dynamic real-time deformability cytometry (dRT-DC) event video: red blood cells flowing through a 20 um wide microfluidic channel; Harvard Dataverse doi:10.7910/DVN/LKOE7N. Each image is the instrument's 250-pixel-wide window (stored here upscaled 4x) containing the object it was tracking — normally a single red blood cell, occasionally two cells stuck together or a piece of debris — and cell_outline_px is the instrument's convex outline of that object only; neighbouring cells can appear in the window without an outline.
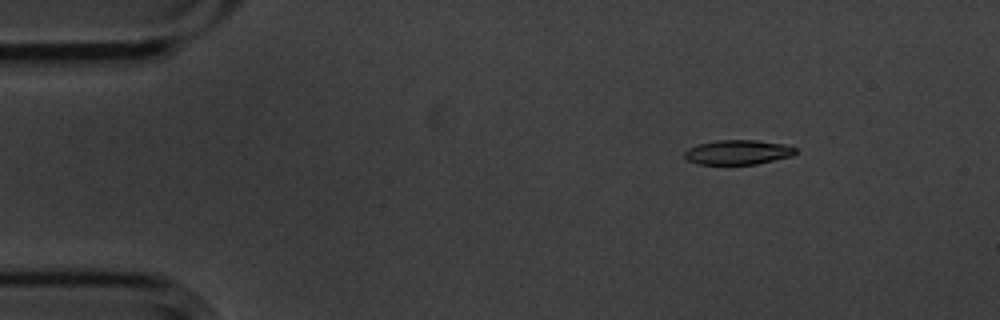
{"species": "common noctule bat (a hibernating species)", "species_latin": "Nyctalus noctula", "temperature_condition": "cold", "stored_images_in_passage": 5, "camera_frame_rate_fps": 3000, "um_per_image_px": 0.085, "animal": {"sex": "male", "body_mass_g": 20.1, "forearm_length_mm": 53.5}, "frame": {"image": 1, "passage_image": 1, "time_ms": 0.0, "image_size_px": [1000, 320], "cell_outline_px": [[796, 152], [792, 156], [756, 164], [700, 164], [688, 160], [684, 156], [684, 152], [688, 148], [700, 144], [716, 140], [756, 140], [784, 144], [796, 148]], "centroid_in_image_um": [62.73, 12.94], "position_along_channel_um": 22.3, "area_um2": 15.78}}
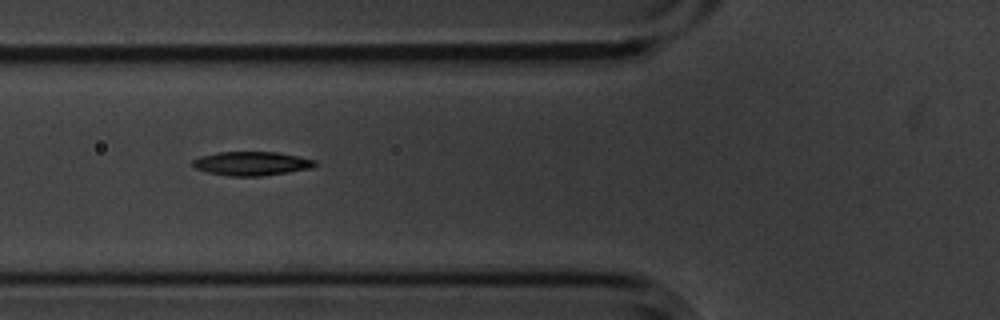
{"frame": {"image": 2, "passage_image": 4, "time_ms": 1.0, "image_size_px": [1000, 320], "cell_outline_px": [[316, 164], [312, 168], [288, 172], [260, 176], [228, 176], [208, 172], [196, 168], [192, 164], [192, 160], [200, 156], [220, 152], [276, 152], [300, 156], [316, 160]], "centroid_in_image_um": [21.4, 13.89], "position_along_channel_um": 104.4, "area_um2": 16.99}}
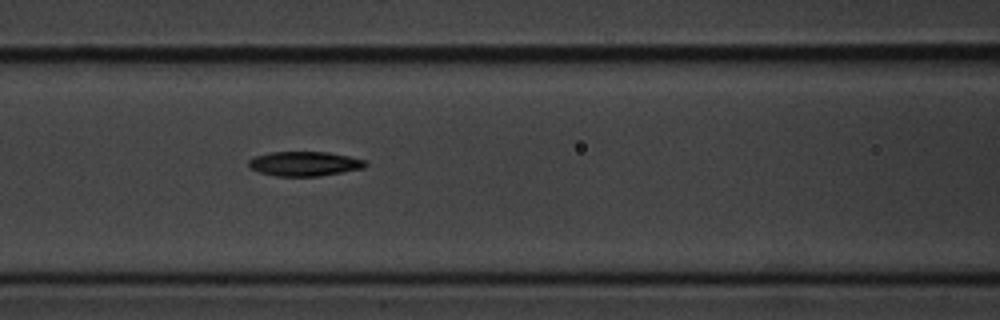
{"frame": {"image": 3, "passage_image": 5, "time_ms": 1.333, "image_size_px": [1000, 320], "cell_outline_px": [[368, 164], [364, 168], [320, 176], [276, 176], [260, 172], [252, 168], [248, 164], [248, 160], [256, 156], [272, 152], [328, 152], [348, 156], [364, 160]], "centroid_in_image_um": [25.9, 13.92], "position_along_channel_um": 140.7, "area_um2": 16.53}}